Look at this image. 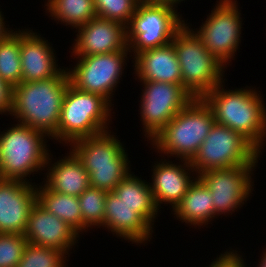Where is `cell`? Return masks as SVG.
Returning <instances> with one entry per match:
<instances>
[{
  "mask_svg": "<svg viewBox=\"0 0 266 267\" xmlns=\"http://www.w3.org/2000/svg\"><path fill=\"white\" fill-rule=\"evenodd\" d=\"M2 11H0V42L4 41L9 35H11L13 33L14 30L10 29V28H6L5 26V22H4V18L1 13ZM11 31H10V30Z\"/></svg>",
  "mask_w": 266,
  "mask_h": 267,
  "instance_id": "obj_33",
  "label": "cell"
},
{
  "mask_svg": "<svg viewBox=\"0 0 266 267\" xmlns=\"http://www.w3.org/2000/svg\"><path fill=\"white\" fill-rule=\"evenodd\" d=\"M128 52L127 47L108 54L76 57L78 62L74 69L69 68L68 71L67 68L70 84L81 91L102 95L111 103L112 92L120 83Z\"/></svg>",
  "mask_w": 266,
  "mask_h": 267,
  "instance_id": "obj_10",
  "label": "cell"
},
{
  "mask_svg": "<svg viewBox=\"0 0 266 267\" xmlns=\"http://www.w3.org/2000/svg\"><path fill=\"white\" fill-rule=\"evenodd\" d=\"M69 154L54 164H51L50 155L48 156L45 167L49 164V169L47 168L48 174L44 185L52 191L79 197L90 186L89 174L72 149Z\"/></svg>",
  "mask_w": 266,
  "mask_h": 267,
  "instance_id": "obj_21",
  "label": "cell"
},
{
  "mask_svg": "<svg viewBox=\"0 0 266 267\" xmlns=\"http://www.w3.org/2000/svg\"><path fill=\"white\" fill-rule=\"evenodd\" d=\"M214 123L210 106L203 98H193L151 140V144L158 153L191 161Z\"/></svg>",
  "mask_w": 266,
  "mask_h": 267,
  "instance_id": "obj_3",
  "label": "cell"
},
{
  "mask_svg": "<svg viewBox=\"0 0 266 267\" xmlns=\"http://www.w3.org/2000/svg\"><path fill=\"white\" fill-rule=\"evenodd\" d=\"M256 165H242L225 169L204 171L197 177L208 187L213 200L215 218L235 212L253 191V170ZM253 183V185H252ZM242 204V205H241ZM217 214V215H216Z\"/></svg>",
  "mask_w": 266,
  "mask_h": 267,
  "instance_id": "obj_13",
  "label": "cell"
},
{
  "mask_svg": "<svg viewBox=\"0 0 266 267\" xmlns=\"http://www.w3.org/2000/svg\"><path fill=\"white\" fill-rule=\"evenodd\" d=\"M141 0H94L97 17L127 26Z\"/></svg>",
  "mask_w": 266,
  "mask_h": 267,
  "instance_id": "obj_29",
  "label": "cell"
},
{
  "mask_svg": "<svg viewBox=\"0 0 266 267\" xmlns=\"http://www.w3.org/2000/svg\"><path fill=\"white\" fill-rule=\"evenodd\" d=\"M111 106L102 95L81 91L69 83L62 102L58 141L71 145L79 139L108 131Z\"/></svg>",
  "mask_w": 266,
  "mask_h": 267,
  "instance_id": "obj_5",
  "label": "cell"
},
{
  "mask_svg": "<svg viewBox=\"0 0 266 267\" xmlns=\"http://www.w3.org/2000/svg\"><path fill=\"white\" fill-rule=\"evenodd\" d=\"M222 83L202 97L213 111L215 122L240 133L262 153L266 108L261 94L249 88L225 90Z\"/></svg>",
  "mask_w": 266,
  "mask_h": 267,
  "instance_id": "obj_2",
  "label": "cell"
},
{
  "mask_svg": "<svg viewBox=\"0 0 266 267\" xmlns=\"http://www.w3.org/2000/svg\"><path fill=\"white\" fill-rule=\"evenodd\" d=\"M157 1L162 2L164 4H167V5H170V6H173V7L174 6L177 7L176 5L180 4L181 1H184V0H157Z\"/></svg>",
  "mask_w": 266,
  "mask_h": 267,
  "instance_id": "obj_34",
  "label": "cell"
},
{
  "mask_svg": "<svg viewBox=\"0 0 266 267\" xmlns=\"http://www.w3.org/2000/svg\"><path fill=\"white\" fill-rule=\"evenodd\" d=\"M212 200L208 187L197 177L172 211L177 220L200 227L215 217Z\"/></svg>",
  "mask_w": 266,
  "mask_h": 267,
  "instance_id": "obj_22",
  "label": "cell"
},
{
  "mask_svg": "<svg viewBox=\"0 0 266 267\" xmlns=\"http://www.w3.org/2000/svg\"><path fill=\"white\" fill-rule=\"evenodd\" d=\"M107 192L89 186L78 197L83 220V232L92 226L100 228L104 221L105 201Z\"/></svg>",
  "mask_w": 266,
  "mask_h": 267,
  "instance_id": "obj_27",
  "label": "cell"
},
{
  "mask_svg": "<svg viewBox=\"0 0 266 267\" xmlns=\"http://www.w3.org/2000/svg\"><path fill=\"white\" fill-rule=\"evenodd\" d=\"M25 30H20L22 82L48 80L57 77L64 68H58L54 50L48 40L40 37V34L37 35L32 30Z\"/></svg>",
  "mask_w": 266,
  "mask_h": 267,
  "instance_id": "obj_17",
  "label": "cell"
},
{
  "mask_svg": "<svg viewBox=\"0 0 266 267\" xmlns=\"http://www.w3.org/2000/svg\"><path fill=\"white\" fill-rule=\"evenodd\" d=\"M209 267H246L242 255L237 251H226L214 259Z\"/></svg>",
  "mask_w": 266,
  "mask_h": 267,
  "instance_id": "obj_31",
  "label": "cell"
},
{
  "mask_svg": "<svg viewBox=\"0 0 266 267\" xmlns=\"http://www.w3.org/2000/svg\"><path fill=\"white\" fill-rule=\"evenodd\" d=\"M47 135L20 124L0 134V179L27 181V176L46 166L49 156ZM45 140V141H44ZM46 148V149H45ZM25 178V179H24Z\"/></svg>",
  "mask_w": 266,
  "mask_h": 267,
  "instance_id": "obj_7",
  "label": "cell"
},
{
  "mask_svg": "<svg viewBox=\"0 0 266 267\" xmlns=\"http://www.w3.org/2000/svg\"><path fill=\"white\" fill-rule=\"evenodd\" d=\"M14 87L0 77V114H12Z\"/></svg>",
  "mask_w": 266,
  "mask_h": 267,
  "instance_id": "obj_32",
  "label": "cell"
},
{
  "mask_svg": "<svg viewBox=\"0 0 266 267\" xmlns=\"http://www.w3.org/2000/svg\"><path fill=\"white\" fill-rule=\"evenodd\" d=\"M102 227L137 244L150 241L153 233V228L137 213V208L123 202L113 191L106 195Z\"/></svg>",
  "mask_w": 266,
  "mask_h": 267,
  "instance_id": "obj_19",
  "label": "cell"
},
{
  "mask_svg": "<svg viewBox=\"0 0 266 267\" xmlns=\"http://www.w3.org/2000/svg\"><path fill=\"white\" fill-rule=\"evenodd\" d=\"M237 0L217 1L211 14L195 34L204 47L225 66L231 62L240 44L242 18Z\"/></svg>",
  "mask_w": 266,
  "mask_h": 267,
  "instance_id": "obj_11",
  "label": "cell"
},
{
  "mask_svg": "<svg viewBox=\"0 0 266 267\" xmlns=\"http://www.w3.org/2000/svg\"><path fill=\"white\" fill-rule=\"evenodd\" d=\"M135 75L140 82H163L182 85L180 64L174 45L147 49L134 56Z\"/></svg>",
  "mask_w": 266,
  "mask_h": 267,
  "instance_id": "obj_20",
  "label": "cell"
},
{
  "mask_svg": "<svg viewBox=\"0 0 266 267\" xmlns=\"http://www.w3.org/2000/svg\"><path fill=\"white\" fill-rule=\"evenodd\" d=\"M27 244L24 235L0 233V267H17Z\"/></svg>",
  "mask_w": 266,
  "mask_h": 267,
  "instance_id": "obj_30",
  "label": "cell"
},
{
  "mask_svg": "<svg viewBox=\"0 0 266 267\" xmlns=\"http://www.w3.org/2000/svg\"><path fill=\"white\" fill-rule=\"evenodd\" d=\"M142 86L140 121L151 141L194 97L180 84L152 81Z\"/></svg>",
  "mask_w": 266,
  "mask_h": 267,
  "instance_id": "obj_12",
  "label": "cell"
},
{
  "mask_svg": "<svg viewBox=\"0 0 266 267\" xmlns=\"http://www.w3.org/2000/svg\"><path fill=\"white\" fill-rule=\"evenodd\" d=\"M259 155L240 133L215 122L190 164L199 175L204 171L257 165Z\"/></svg>",
  "mask_w": 266,
  "mask_h": 267,
  "instance_id": "obj_9",
  "label": "cell"
},
{
  "mask_svg": "<svg viewBox=\"0 0 266 267\" xmlns=\"http://www.w3.org/2000/svg\"><path fill=\"white\" fill-rule=\"evenodd\" d=\"M69 83L67 69L48 80L19 83L14 86L11 116L20 124L58 140L62 102Z\"/></svg>",
  "mask_w": 266,
  "mask_h": 267,
  "instance_id": "obj_1",
  "label": "cell"
},
{
  "mask_svg": "<svg viewBox=\"0 0 266 267\" xmlns=\"http://www.w3.org/2000/svg\"><path fill=\"white\" fill-rule=\"evenodd\" d=\"M66 257L59 249L28 243L17 267H66Z\"/></svg>",
  "mask_w": 266,
  "mask_h": 267,
  "instance_id": "obj_28",
  "label": "cell"
},
{
  "mask_svg": "<svg viewBox=\"0 0 266 267\" xmlns=\"http://www.w3.org/2000/svg\"><path fill=\"white\" fill-rule=\"evenodd\" d=\"M184 24L174 35L172 43L177 54L182 85L194 98H202L223 80L224 66L212 55L201 39Z\"/></svg>",
  "mask_w": 266,
  "mask_h": 267,
  "instance_id": "obj_6",
  "label": "cell"
},
{
  "mask_svg": "<svg viewBox=\"0 0 266 267\" xmlns=\"http://www.w3.org/2000/svg\"><path fill=\"white\" fill-rule=\"evenodd\" d=\"M0 77L13 87L22 82L20 30L0 42Z\"/></svg>",
  "mask_w": 266,
  "mask_h": 267,
  "instance_id": "obj_26",
  "label": "cell"
},
{
  "mask_svg": "<svg viewBox=\"0 0 266 267\" xmlns=\"http://www.w3.org/2000/svg\"><path fill=\"white\" fill-rule=\"evenodd\" d=\"M76 29V43L71 49L75 57L108 54L128 47L126 26L120 22L95 17Z\"/></svg>",
  "mask_w": 266,
  "mask_h": 267,
  "instance_id": "obj_14",
  "label": "cell"
},
{
  "mask_svg": "<svg viewBox=\"0 0 266 267\" xmlns=\"http://www.w3.org/2000/svg\"><path fill=\"white\" fill-rule=\"evenodd\" d=\"M259 267H266V251L263 252L261 261L259 262V265H257Z\"/></svg>",
  "mask_w": 266,
  "mask_h": 267,
  "instance_id": "obj_35",
  "label": "cell"
},
{
  "mask_svg": "<svg viewBox=\"0 0 266 267\" xmlns=\"http://www.w3.org/2000/svg\"><path fill=\"white\" fill-rule=\"evenodd\" d=\"M175 7L157 0H141L126 26L127 44L133 57L142 51L168 45L185 24ZM132 50V51H131Z\"/></svg>",
  "mask_w": 266,
  "mask_h": 267,
  "instance_id": "obj_8",
  "label": "cell"
},
{
  "mask_svg": "<svg viewBox=\"0 0 266 267\" xmlns=\"http://www.w3.org/2000/svg\"><path fill=\"white\" fill-rule=\"evenodd\" d=\"M35 203L36 185L0 179V233L23 235L30 210Z\"/></svg>",
  "mask_w": 266,
  "mask_h": 267,
  "instance_id": "obj_15",
  "label": "cell"
},
{
  "mask_svg": "<svg viewBox=\"0 0 266 267\" xmlns=\"http://www.w3.org/2000/svg\"><path fill=\"white\" fill-rule=\"evenodd\" d=\"M46 11L58 22L74 28L97 17L94 0H47Z\"/></svg>",
  "mask_w": 266,
  "mask_h": 267,
  "instance_id": "obj_25",
  "label": "cell"
},
{
  "mask_svg": "<svg viewBox=\"0 0 266 267\" xmlns=\"http://www.w3.org/2000/svg\"><path fill=\"white\" fill-rule=\"evenodd\" d=\"M23 235L28 243L56 248L68 255L80 234L36 202L30 210Z\"/></svg>",
  "mask_w": 266,
  "mask_h": 267,
  "instance_id": "obj_16",
  "label": "cell"
},
{
  "mask_svg": "<svg viewBox=\"0 0 266 267\" xmlns=\"http://www.w3.org/2000/svg\"><path fill=\"white\" fill-rule=\"evenodd\" d=\"M69 146L83 163L92 187L112 192L131 172L124 145L109 130L79 139Z\"/></svg>",
  "mask_w": 266,
  "mask_h": 267,
  "instance_id": "obj_4",
  "label": "cell"
},
{
  "mask_svg": "<svg viewBox=\"0 0 266 267\" xmlns=\"http://www.w3.org/2000/svg\"><path fill=\"white\" fill-rule=\"evenodd\" d=\"M162 160L153 166L152 182L149 183L150 189L158 210L163 202L168 203L174 209L197 176L194 179L190 176L191 172L194 174L195 171L190 161L181 160L179 162H184V164L177 165L172 161Z\"/></svg>",
  "mask_w": 266,
  "mask_h": 267,
  "instance_id": "obj_18",
  "label": "cell"
},
{
  "mask_svg": "<svg viewBox=\"0 0 266 267\" xmlns=\"http://www.w3.org/2000/svg\"><path fill=\"white\" fill-rule=\"evenodd\" d=\"M131 173L121 180L113 192L123 202L137 208V213L152 227L158 209L153 200L150 184Z\"/></svg>",
  "mask_w": 266,
  "mask_h": 267,
  "instance_id": "obj_23",
  "label": "cell"
},
{
  "mask_svg": "<svg viewBox=\"0 0 266 267\" xmlns=\"http://www.w3.org/2000/svg\"><path fill=\"white\" fill-rule=\"evenodd\" d=\"M36 202L46 211L67 223L78 234L83 231L82 213L78 197L50 190L45 185H36Z\"/></svg>",
  "mask_w": 266,
  "mask_h": 267,
  "instance_id": "obj_24",
  "label": "cell"
}]
</instances>
